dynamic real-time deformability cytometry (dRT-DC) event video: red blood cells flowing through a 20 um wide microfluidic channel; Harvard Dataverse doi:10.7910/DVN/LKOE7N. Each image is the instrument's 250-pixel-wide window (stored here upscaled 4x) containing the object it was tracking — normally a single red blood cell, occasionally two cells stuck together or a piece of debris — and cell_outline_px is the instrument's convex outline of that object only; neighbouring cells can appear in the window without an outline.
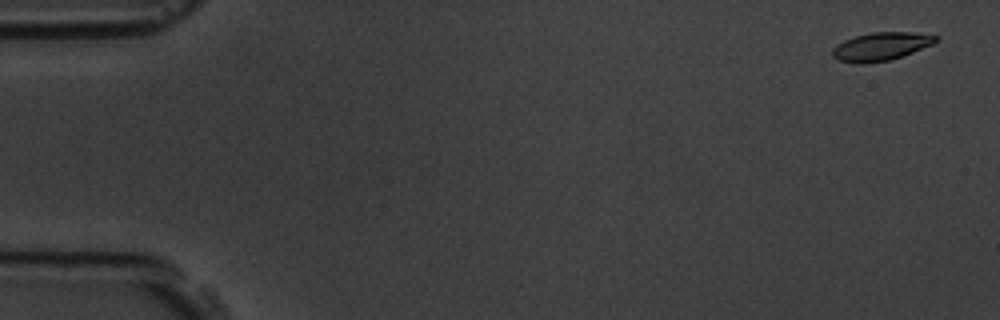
{"species": "common noctule bat (a hibernating species)", "species_latin": "Nyctalus noctula", "temperature_condition": "room temperature", "stored_images_in_passage": 5, "camera_frame_rate_fps": 3000, "um_per_image_px": 0.085, "animal": {"sex": "male", "body_mass_g": 19.5, "forearm_length_mm": 54.6}, "frame": {"image": 1, "passage_image": 1, "time_ms": 0.0, "image_size_px": [1000, 320], "cell_outline_px": [[940, 40], [932, 44], [912, 52], [888, 60], [864, 64], [860, 64], [840, 60], [832, 56], [832, 48], [836, 44], [844, 40], [856, 36], [872, 32], [912, 32], [940, 36]], "centroid_in_image_um": [74.88, 3.94], "position_along_channel_um": 10.1, "area_um2": 16.88}}
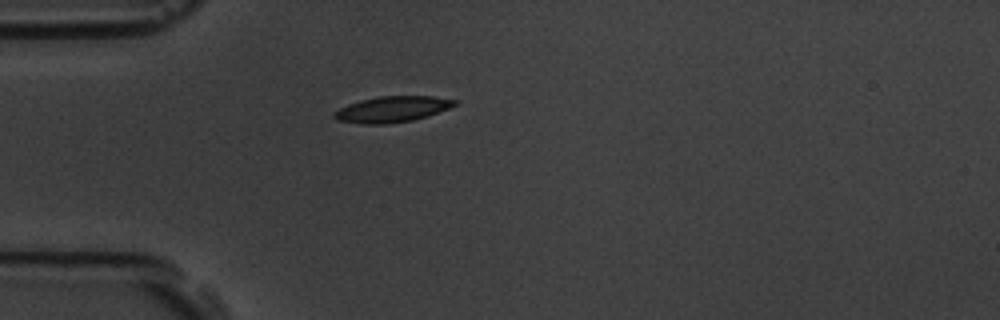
{"frame": {"image": 2, "passage_image": 5, "time_ms": 1.333, "image_size_px": [1000, 320], "cell_outline_px": [[460, 104], [412, 120], [388, 124], [364, 124], [336, 120], [332, 116], [332, 112], [348, 104], [360, 100], [380, 96], [432, 96], [460, 100]], "centroid_in_image_um": [33.32, 9.28], "position_along_channel_um": 51.7, "area_um2": 18.21}}